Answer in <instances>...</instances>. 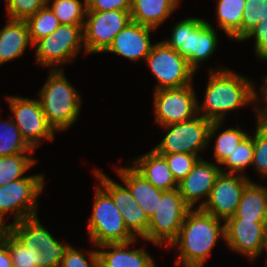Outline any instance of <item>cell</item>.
<instances>
[{
	"instance_id": "obj_1",
	"label": "cell",
	"mask_w": 267,
	"mask_h": 267,
	"mask_svg": "<svg viewBox=\"0 0 267 267\" xmlns=\"http://www.w3.org/2000/svg\"><path fill=\"white\" fill-rule=\"evenodd\" d=\"M203 103L197 101V114L210 121H224L228 112L254 105V83L230 68H209Z\"/></svg>"
},
{
	"instance_id": "obj_2",
	"label": "cell",
	"mask_w": 267,
	"mask_h": 267,
	"mask_svg": "<svg viewBox=\"0 0 267 267\" xmlns=\"http://www.w3.org/2000/svg\"><path fill=\"white\" fill-rule=\"evenodd\" d=\"M222 221L202 208L190 209L178 237L169 245L178 249L176 266L204 267L218 240L225 239Z\"/></svg>"
},
{
	"instance_id": "obj_3",
	"label": "cell",
	"mask_w": 267,
	"mask_h": 267,
	"mask_svg": "<svg viewBox=\"0 0 267 267\" xmlns=\"http://www.w3.org/2000/svg\"><path fill=\"white\" fill-rule=\"evenodd\" d=\"M38 98L48 124L57 133L70 128L80 115L81 94L64 74V69L50 70Z\"/></svg>"
},
{
	"instance_id": "obj_4",
	"label": "cell",
	"mask_w": 267,
	"mask_h": 267,
	"mask_svg": "<svg viewBox=\"0 0 267 267\" xmlns=\"http://www.w3.org/2000/svg\"><path fill=\"white\" fill-rule=\"evenodd\" d=\"M215 28L203 18L190 17L177 22L164 41L184 57L196 72L201 63L214 55L218 46Z\"/></svg>"
},
{
	"instance_id": "obj_5",
	"label": "cell",
	"mask_w": 267,
	"mask_h": 267,
	"mask_svg": "<svg viewBox=\"0 0 267 267\" xmlns=\"http://www.w3.org/2000/svg\"><path fill=\"white\" fill-rule=\"evenodd\" d=\"M38 215L12 224V234L28 250L31 267H60L69 243H61L44 227Z\"/></svg>"
},
{
	"instance_id": "obj_6",
	"label": "cell",
	"mask_w": 267,
	"mask_h": 267,
	"mask_svg": "<svg viewBox=\"0 0 267 267\" xmlns=\"http://www.w3.org/2000/svg\"><path fill=\"white\" fill-rule=\"evenodd\" d=\"M93 203L87 226L90 242L94 247L107 243H126L136 239L126 228L122 212L100 185L95 187Z\"/></svg>"
},
{
	"instance_id": "obj_7",
	"label": "cell",
	"mask_w": 267,
	"mask_h": 267,
	"mask_svg": "<svg viewBox=\"0 0 267 267\" xmlns=\"http://www.w3.org/2000/svg\"><path fill=\"white\" fill-rule=\"evenodd\" d=\"M83 26L60 24L49 36L38 40L33 45L36 48L35 62L44 68L57 70L63 69V64L73 62L81 51L86 54Z\"/></svg>"
},
{
	"instance_id": "obj_8",
	"label": "cell",
	"mask_w": 267,
	"mask_h": 267,
	"mask_svg": "<svg viewBox=\"0 0 267 267\" xmlns=\"http://www.w3.org/2000/svg\"><path fill=\"white\" fill-rule=\"evenodd\" d=\"M190 209L178 188L163 191L157 209L149 218L147 234L143 237L144 241L169 248V245L178 237Z\"/></svg>"
},
{
	"instance_id": "obj_9",
	"label": "cell",
	"mask_w": 267,
	"mask_h": 267,
	"mask_svg": "<svg viewBox=\"0 0 267 267\" xmlns=\"http://www.w3.org/2000/svg\"><path fill=\"white\" fill-rule=\"evenodd\" d=\"M211 123L200 114L187 121L161 126L168 130L167 134L153 149L158 154L186 153L199 156V152L209 147Z\"/></svg>"
},
{
	"instance_id": "obj_10",
	"label": "cell",
	"mask_w": 267,
	"mask_h": 267,
	"mask_svg": "<svg viewBox=\"0 0 267 267\" xmlns=\"http://www.w3.org/2000/svg\"><path fill=\"white\" fill-rule=\"evenodd\" d=\"M44 184V175L34 174L0 186V214H13L12 223L38 215L37 199Z\"/></svg>"
},
{
	"instance_id": "obj_11",
	"label": "cell",
	"mask_w": 267,
	"mask_h": 267,
	"mask_svg": "<svg viewBox=\"0 0 267 267\" xmlns=\"http://www.w3.org/2000/svg\"><path fill=\"white\" fill-rule=\"evenodd\" d=\"M145 61L157 80L155 90L180 88L193 82L195 71L188 61L164 41L152 46Z\"/></svg>"
},
{
	"instance_id": "obj_12",
	"label": "cell",
	"mask_w": 267,
	"mask_h": 267,
	"mask_svg": "<svg viewBox=\"0 0 267 267\" xmlns=\"http://www.w3.org/2000/svg\"><path fill=\"white\" fill-rule=\"evenodd\" d=\"M7 102L12 112V120L19 128L23 139L34 150L46 139L53 141L55 131L48 124L39 99L22 96H8Z\"/></svg>"
},
{
	"instance_id": "obj_13",
	"label": "cell",
	"mask_w": 267,
	"mask_h": 267,
	"mask_svg": "<svg viewBox=\"0 0 267 267\" xmlns=\"http://www.w3.org/2000/svg\"><path fill=\"white\" fill-rule=\"evenodd\" d=\"M131 21L130 11H87L83 26L86 54L104 53L114 37Z\"/></svg>"
},
{
	"instance_id": "obj_14",
	"label": "cell",
	"mask_w": 267,
	"mask_h": 267,
	"mask_svg": "<svg viewBox=\"0 0 267 267\" xmlns=\"http://www.w3.org/2000/svg\"><path fill=\"white\" fill-rule=\"evenodd\" d=\"M193 83L180 88L154 90L153 108L156 124L166 126L194 118L197 97Z\"/></svg>"
},
{
	"instance_id": "obj_15",
	"label": "cell",
	"mask_w": 267,
	"mask_h": 267,
	"mask_svg": "<svg viewBox=\"0 0 267 267\" xmlns=\"http://www.w3.org/2000/svg\"><path fill=\"white\" fill-rule=\"evenodd\" d=\"M267 222L255 220L226 219L224 221L227 248L253 261L265 247Z\"/></svg>"
},
{
	"instance_id": "obj_16",
	"label": "cell",
	"mask_w": 267,
	"mask_h": 267,
	"mask_svg": "<svg viewBox=\"0 0 267 267\" xmlns=\"http://www.w3.org/2000/svg\"><path fill=\"white\" fill-rule=\"evenodd\" d=\"M250 181L248 176L221 172L202 209L223 221L234 216L243 190Z\"/></svg>"
},
{
	"instance_id": "obj_17",
	"label": "cell",
	"mask_w": 267,
	"mask_h": 267,
	"mask_svg": "<svg viewBox=\"0 0 267 267\" xmlns=\"http://www.w3.org/2000/svg\"><path fill=\"white\" fill-rule=\"evenodd\" d=\"M221 168L222 166L216 163L200 158L190 173L178 183L179 193L191 209H194L196 204L198 206L195 208H202L206 204Z\"/></svg>"
},
{
	"instance_id": "obj_18",
	"label": "cell",
	"mask_w": 267,
	"mask_h": 267,
	"mask_svg": "<svg viewBox=\"0 0 267 267\" xmlns=\"http://www.w3.org/2000/svg\"><path fill=\"white\" fill-rule=\"evenodd\" d=\"M155 28L129 22L115 37L104 53H114L131 61L146 60L152 46L150 33Z\"/></svg>"
},
{
	"instance_id": "obj_19",
	"label": "cell",
	"mask_w": 267,
	"mask_h": 267,
	"mask_svg": "<svg viewBox=\"0 0 267 267\" xmlns=\"http://www.w3.org/2000/svg\"><path fill=\"white\" fill-rule=\"evenodd\" d=\"M137 238L126 243H107L98 246L99 267H156L153 257L144 248L127 249ZM107 249V250H106Z\"/></svg>"
},
{
	"instance_id": "obj_20",
	"label": "cell",
	"mask_w": 267,
	"mask_h": 267,
	"mask_svg": "<svg viewBox=\"0 0 267 267\" xmlns=\"http://www.w3.org/2000/svg\"><path fill=\"white\" fill-rule=\"evenodd\" d=\"M116 172L128 187L137 204L144 209L145 214L150 218L157 209L163 190L154 187L132 165L116 167Z\"/></svg>"
},
{
	"instance_id": "obj_21",
	"label": "cell",
	"mask_w": 267,
	"mask_h": 267,
	"mask_svg": "<svg viewBox=\"0 0 267 267\" xmlns=\"http://www.w3.org/2000/svg\"><path fill=\"white\" fill-rule=\"evenodd\" d=\"M130 165L157 189L169 191L178 188V182L170 171L165 157L154 149L136 157Z\"/></svg>"
},
{
	"instance_id": "obj_22",
	"label": "cell",
	"mask_w": 267,
	"mask_h": 267,
	"mask_svg": "<svg viewBox=\"0 0 267 267\" xmlns=\"http://www.w3.org/2000/svg\"><path fill=\"white\" fill-rule=\"evenodd\" d=\"M28 46L33 47L27 22L6 19V25L0 29V65L24 55Z\"/></svg>"
},
{
	"instance_id": "obj_23",
	"label": "cell",
	"mask_w": 267,
	"mask_h": 267,
	"mask_svg": "<svg viewBox=\"0 0 267 267\" xmlns=\"http://www.w3.org/2000/svg\"><path fill=\"white\" fill-rule=\"evenodd\" d=\"M181 0H131V20L152 28L159 26L168 19Z\"/></svg>"
},
{
	"instance_id": "obj_24",
	"label": "cell",
	"mask_w": 267,
	"mask_h": 267,
	"mask_svg": "<svg viewBox=\"0 0 267 267\" xmlns=\"http://www.w3.org/2000/svg\"><path fill=\"white\" fill-rule=\"evenodd\" d=\"M228 219L267 222V186L250 181L243 190L234 216Z\"/></svg>"
},
{
	"instance_id": "obj_25",
	"label": "cell",
	"mask_w": 267,
	"mask_h": 267,
	"mask_svg": "<svg viewBox=\"0 0 267 267\" xmlns=\"http://www.w3.org/2000/svg\"><path fill=\"white\" fill-rule=\"evenodd\" d=\"M246 0H217L219 29L236 42H242V15Z\"/></svg>"
},
{
	"instance_id": "obj_26",
	"label": "cell",
	"mask_w": 267,
	"mask_h": 267,
	"mask_svg": "<svg viewBox=\"0 0 267 267\" xmlns=\"http://www.w3.org/2000/svg\"><path fill=\"white\" fill-rule=\"evenodd\" d=\"M224 121H213L209 129V145L212 139L215 138V146L213 157L216 160L215 163L220 165L232 155L233 151L249 134L243 131L241 127L238 128L228 127L225 128L220 134L217 132L219 128H222ZM218 133V135H216ZM216 136V137H214Z\"/></svg>"
},
{
	"instance_id": "obj_27",
	"label": "cell",
	"mask_w": 267,
	"mask_h": 267,
	"mask_svg": "<svg viewBox=\"0 0 267 267\" xmlns=\"http://www.w3.org/2000/svg\"><path fill=\"white\" fill-rule=\"evenodd\" d=\"M23 139L12 118L0 120V157L21 153H35Z\"/></svg>"
},
{
	"instance_id": "obj_28",
	"label": "cell",
	"mask_w": 267,
	"mask_h": 267,
	"mask_svg": "<svg viewBox=\"0 0 267 267\" xmlns=\"http://www.w3.org/2000/svg\"><path fill=\"white\" fill-rule=\"evenodd\" d=\"M21 153L0 157V186L24 178V173L37 163L32 155ZM31 155V156H29Z\"/></svg>"
},
{
	"instance_id": "obj_29",
	"label": "cell",
	"mask_w": 267,
	"mask_h": 267,
	"mask_svg": "<svg viewBox=\"0 0 267 267\" xmlns=\"http://www.w3.org/2000/svg\"><path fill=\"white\" fill-rule=\"evenodd\" d=\"M47 6L56 15L60 24L84 25L87 0L82 2L80 0H47Z\"/></svg>"
},
{
	"instance_id": "obj_30",
	"label": "cell",
	"mask_w": 267,
	"mask_h": 267,
	"mask_svg": "<svg viewBox=\"0 0 267 267\" xmlns=\"http://www.w3.org/2000/svg\"><path fill=\"white\" fill-rule=\"evenodd\" d=\"M254 156L253 136L247 135L245 139L236 147L232 155L229 156L221 165L227 167L228 170L221 169L223 173H232L245 175V169L252 166Z\"/></svg>"
},
{
	"instance_id": "obj_31",
	"label": "cell",
	"mask_w": 267,
	"mask_h": 267,
	"mask_svg": "<svg viewBox=\"0 0 267 267\" xmlns=\"http://www.w3.org/2000/svg\"><path fill=\"white\" fill-rule=\"evenodd\" d=\"M26 22L33 45L41 38L49 36L60 25L58 18L47 5L29 17Z\"/></svg>"
},
{
	"instance_id": "obj_32",
	"label": "cell",
	"mask_w": 267,
	"mask_h": 267,
	"mask_svg": "<svg viewBox=\"0 0 267 267\" xmlns=\"http://www.w3.org/2000/svg\"><path fill=\"white\" fill-rule=\"evenodd\" d=\"M93 175L97 177L99 185L112 197L114 204L120 211L130 203H137L125 184L115 182L99 168L93 169Z\"/></svg>"
},
{
	"instance_id": "obj_33",
	"label": "cell",
	"mask_w": 267,
	"mask_h": 267,
	"mask_svg": "<svg viewBox=\"0 0 267 267\" xmlns=\"http://www.w3.org/2000/svg\"><path fill=\"white\" fill-rule=\"evenodd\" d=\"M126 228L136 237L143 238L147 234L149 218L137 203L128 204L122 211ZM138 236V237H137Z\"/></svg>"
},
{
	"instance_id": "obj_34",
	"label": "cell",
	"mask_w": 267,
	"mask_h": 267,
	"mask_svg": "<svg viewBox=\"0 0 267 267\" xmlns=\"http://www.w3.org/2000/svg\"><path fill=\"white\" fill-rule=\"evenodd\" d=\"M266 16L267 0H246L242 15V40Z\"/></svg>"
},
{
	"instance_id": "obj_35",
	"label": "cell",
	"mask_w": 267,
	"mask_h": 267,
	"mask_svg": "<svg viewBox=\"0 0 267 267\" xmlns=\"http://www.w3.org/2000/svg\"><path fill=\"white\" fill-rule=\"evenodd\" d=\"M47 5V0H6L8 19L27 20Z\"/></svg>"
},
{
	"instance_id": "obj_36",
	"label": "cell",
	"mask_w": 267,
	"mask_h": 267,
	"mask_svg": "<svg viewBox=\"0 0 267 267\" xmlns=\"http://www.w3.org/2000/svg\"><path fill=\"white\" fill-rule=\"evenodd\" d=\"M160 155H163L165 157L169 169L178 183L190 173L193 166L200 158H202L201 156L186 153Z\"/></svg>"
},
{
	"instance_id": "obj_37",
	"label": "cell",
	"mask_w": 267,
	"mask_h": 267,
	"mask_svg": "<svg viewBox=\"0 0 267 267\" xmlns=\"http://www.w3.org/2000/svg\"><path fill=\"white\" fill-rule=\"evenodd\" d=\"M254 156L252 167L263 179L267 178V128L256 126L253 134Z\"/></svg>"
},
{
	"instance_id": "obj_38",
	"label": "cell",
	"mask_w": 267,
	"mask_h": 267,
	"mask_svg": "<svg viewBox=\"0 0 267 267\" xmlns=\"http://www.w3.org/2000/svg\"><path fill=\"white\" fill-rule=\"evenodd\" d=\"M84 253L87 254L85 255ZM84 253L70 245L65 252L60 267H99L98 252L96 249L87 250Z\"/></svg>"
},
{
	"instance_id": "obj_39",
	"label": "cell",
	"mask_w": 267,
	"mask_h": 267,
	"mask_svg": "<svg viewBox=\"0 0 267 267\" xmlns=\"http://www.w3.org/2000/svg\"><path fill=\"white\" fill-rule=\"evenodd\" d=\"M250 38L255 39L254 52L258 59L267 62V16L261 20L244 38L242 41Z\"/></svg>"
},
{
	"instance_id": "obj_40",
	"label": "cell",
	"mask_w": 267,
	"mask_h": 267,
	"mask_svg": "<svg viewBox=\"0 0 267 267\" xmlns=\"http://www.w3.org/2000/svg\"><path fill=\"white\" fill-rule=\"evenodd\" d=\"M8 247L13 267H31V257L28 250L11 234L5 243Z\"/></svg>"
},
{
	"instance_id": "obj_41",
	"label": "cell",
	"mask_w": 267,
	"mask_h": 267,
	"mask_svg": "<svg viewBox=\"0 0 267 267\" xmlns=\"http://www.w3.org/2000/svg\"><path fill=\"white\" fill-rule=\"evenodd\" d=\"M261 87L259 88L261 93L259 95V91H256L257 87L255 86L256 84L254 83V105L252 106L254 109V112L257 114V126L261 128H267V76H265ZM261 97V98H260ZM264 100V105L263 108L262 105L258 104V101Z\"/></svg>"
},
{
	"instance_id": "obj_42",
	"label": "cell",
	"mask_w": 267,
	"mask_h": 267,
	"mask_svg": "<svg viewBox=\"0 0 267 267\" xmlns=\"http://www.w3.org/2000/svg\"><path fill=\"white\" fill-rule=\"evenodd\" d=\"M131 11V0H87V11Z\"/></svg>"
},
{
	"instance_id": "obj_43",
	"label": "cell",
	"mask_w": 267,
	"mask_h": 267,
	"mask_svg": "<svg viewBox=\"0 0 267 267\" xmlns=\"http://www.w3.org/2000/svg\"><path fill=\"white\" fill-rule=\"evenodd\" d=\"M5 216L0 214V245H3L8 240V237L12 234V224L5 221ZM7 223V224H6Z\"/></svg>"
},
{
	"instance_id": "obj_44",
	"label": "cell",
	"mask_w": 267,
	"mask_h": 267,
	"mask_svg": "<svg viewBox=\"0 0 267 267\" xmlns=\"http://www.w3.org/2000/svg\"><path fill=\"white\" fill-rule=\"evenodd\" d=\"M0 267H13L11 256L6 244L0 245Z\"/></svg>"
},
{
	"instance_id": "obj_45",
	"label": "cell",
	"mask_w": 267,
	"mask_h": 267,
	"mask_svg": "<svg viewBox=\"0 0 267 267\" xmlns=\"http://www.w3.org/2000/svg\"><path fill=\"white\" fill-rule=\"evenodd\" d=\"M264 251H266L265 253L267 254V230H266V237H265V247H264Z\"/></svg>"
}]
</instances>
